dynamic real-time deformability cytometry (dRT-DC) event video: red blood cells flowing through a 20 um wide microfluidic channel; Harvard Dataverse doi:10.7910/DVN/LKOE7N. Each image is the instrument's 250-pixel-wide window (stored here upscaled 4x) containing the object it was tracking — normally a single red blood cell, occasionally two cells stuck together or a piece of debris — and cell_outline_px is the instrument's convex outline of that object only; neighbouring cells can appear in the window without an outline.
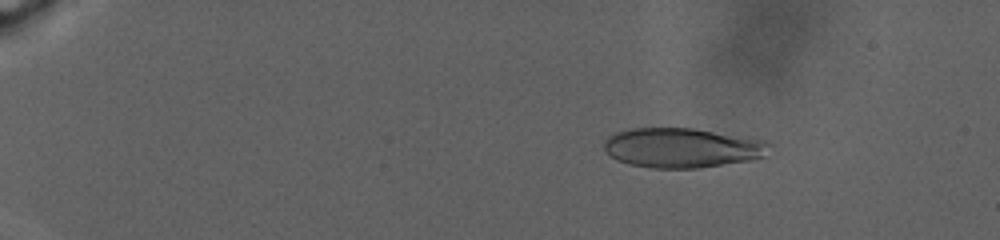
{"species": "human", "species_latin": "Homo sapiens", "temperature_condition": "warm", "stored_images_in_passage": 68, "camera_frame_rate_fps": 3000, "um_per_image_px": 0.085, "donor": {"sex": "male"}, "frame": {"image": 1, "passage_image": 15, "time_ms": 5.667, "image_size_px": [1000, 240], "cell_outline_px": [[772, 144], [764, 156], [752, 160], [696, 168], [652, 168], [632, 164], [616, 160], [604, 148], [604, 140], [616, 132], [632, 128], [692, 128], [764, 140]], "centroid_in_image_um": [57.99, 12.56], "position_along_channel_um": 27.0, "area_um2": 37.97}}
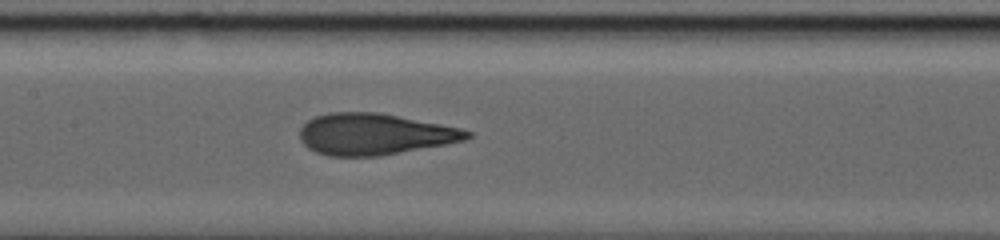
{"frame": {"image": 2, "passage_image": 46, "time_ms": 18.0, "image_size_px": [1000, 240], "cell_outline_px": [[472, 136], [464, 140], [448, 144], [380, 156], [328, 156], [316, 152], [308, 148], [300, 140], [300, 128], [308, 120], [316, 116], [328, 112], [380, 112], [460, 128], [472, 132]], "centroid_in_image_um": [31.82, 11.4], "position_along_channel_um": 175.6, "area_um2": 40.46}}
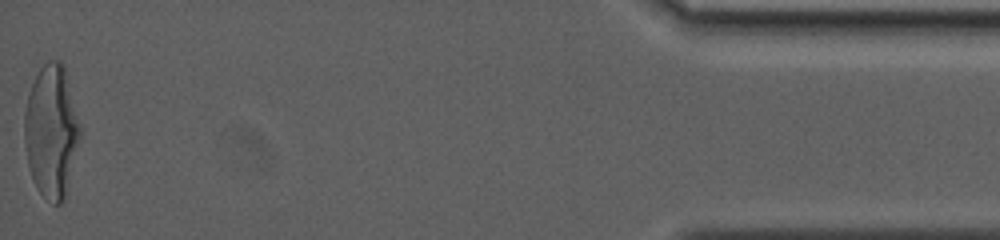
{"frame": {"image": 3, "passage_image": 68, "time_ms": 32.667, "image_size_px": [1000, 240], "cell_outline_px": [[80, 140], [64, 200], [60, 204], [52, 204], [36, 188], [28, 164], [24, 140], [24, 112], [28, 92], [40, 68], [48, 60], [60, 60], [64, 64], [80, 124]], "centroid_in_image_um": [4.37, 11.14], "position_along_channel_um": 430.8, "area_um2": 43.06}, "authors_computed_cell_mechanics": {"area_um2": 39.3329, "velocity_mm_per_s": 2.2439, "shape_relaxation_time_tau1_ms": 10.974, "shape_relaxation_time_tau2_ms": 1.4465, "deformation_change_tau1": 0.2914, "deformation_change_tau2": 0.1002}}